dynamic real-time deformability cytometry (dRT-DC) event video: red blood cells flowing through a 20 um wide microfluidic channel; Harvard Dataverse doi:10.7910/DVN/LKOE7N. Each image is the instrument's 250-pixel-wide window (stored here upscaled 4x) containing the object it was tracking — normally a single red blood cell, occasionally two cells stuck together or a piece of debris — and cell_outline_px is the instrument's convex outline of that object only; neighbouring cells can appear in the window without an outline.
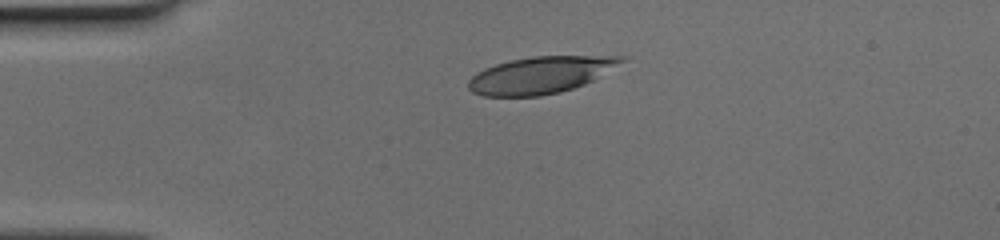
{"species": "human", "species_latin": "Homo sapiens", "temperature_condition": "cold", "stored_images_in_passage": 40, "camera_frame_rate_fps": 3000, "um_per_image_px": 0.085, "donor": {"sex": "female"}, "frame": {"image": 1, "passage_image": 1, "time_ms": 0.0, "image_size_px": [1000, 240], "cell_outline_px": [[628, 60], [592, 80], [584, 84], [560, 92], [540, 96], [484, 96], [472, 92], [468, 88], [468, 80], [476, 72], [484, 68], [496, 64], [512, 60], [532, 56], [628, 56]], "centroid_in_image_um": [45.94, 6.37], "position_along_channel_um": 39.1, "area_um2": 32.83}}
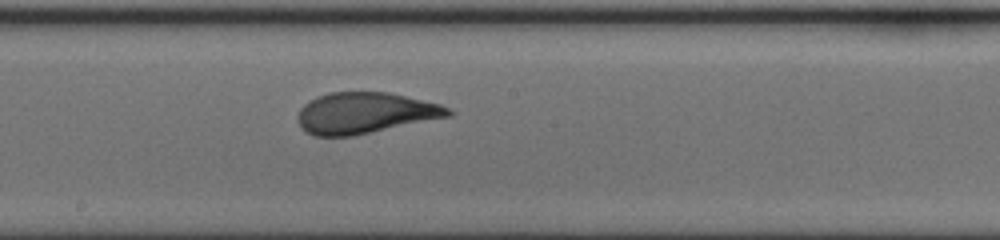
{"frame": {"image": 2, "passage_image": 17, "time_ms": 5.333, "image_size_px": [1000, 240], "cell_outline_px": [[456, 112], [452, 116], [352, 136], [316, 136], [304, 132], [300, 128], [300, 108], [308, 100], [316, 96], [328, 92], [388, 92], [440, 104]], "centroid_in_image_um": [31.04, 9.6], "position_along_channel_um": 217.2, "area_um2": 36.07}}
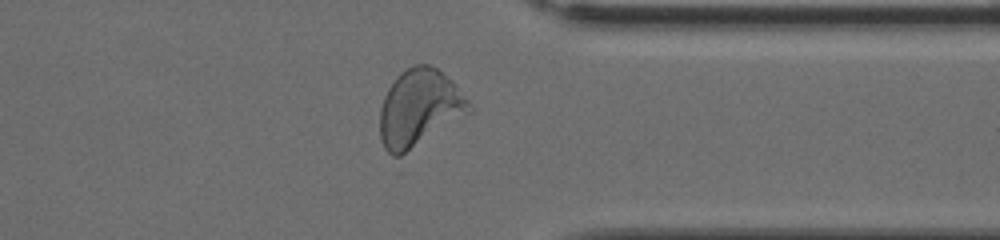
{"frame": {"image": 3, "passage_image": 29, "time_ms": 9.333, "image_size_px": [1000, 240], "cell_outline_px": [[472, 112], [400, 156], [392, 156], [384, 148], [380, 140], [380, 108], [384, 96], [388, 88], [396, 76], [400, 72], [416, 64], [428, 64], [436, 68], [452, 80], [456, 84], [468, 100], [472, 108]], "centroid_in_image_um": [35.64, 9.18], "position_along_channel_um": 375.8, "area_um2": 40.06}}